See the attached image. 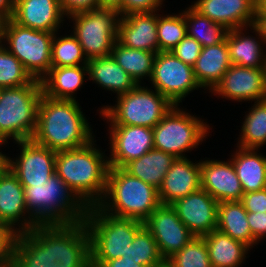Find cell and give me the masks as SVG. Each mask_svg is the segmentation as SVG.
<instances>
[{
  "instance_id": "cell-1",
  "label": "cell",
  "mask_w": 266,
  "mask_h": 267,
  "mask_svg": "<svg viewBox=\"0 0 266 267\" xmlns=\"http://www.w3.org/2000/svg\"><path fill=\"white\" fill-rule=\"evenodd\" d=\"M13 257L23 267H91V241L84 221L38 224L16 235Z\"/></svg>"
},
{
  "instance_id": "cell-2",
  "label": "cell",
  "mask_w": 266,
  "mask_h": 267,
  "mask_svg": "<svg viewBox=\"0 0 266 267\" xmlns=\"http://www.w3.org/2000/svg\"><path fill=\"white\" fill-rule=\"evenodd\" d=\"M79 101L53 99L42 94L32 140L56 152L85 146L97 135ZM89 120V121H88Z\"/></svg>"
},
{
  "instance_id": "cell-3",
  "label": "cell",
  "mask_w": 266,
  "mask_h": 267,
  "mask_svg": "<svg viewBox=\"0 0 266 267\" xmlns=\"http://www.w3.org/2000/svg\"><path fill=\"white\" fill-rule=\"evenodd\" d=\"M96 138L80 148L58 151L55 157L56 174L87 207L104 198L110 168L107 150Z\"/></svg>"
},
{
  "instance_id": "cell-4",
  "label": "cell",
  "mask_w": 266,
  "mask_h": 267,
  "mask_svg": "<svg viewBox=\"0 0 266 267\" xmlns=\"http://www.w3.org/2000/svg\"><path fill=\"white\" fill-rule=\"evenodd\" d=\"M23 187L26 210L38 224L84 221L88 207L56 173L44 185Z\"/></svg>"
},
{
  "instance_id": "cell-5",
  "label": "cell",
  "mask_w": 266,
  "mask_h": 267,
  "mask_svg": "<svg viewBox=\"0 0 266 267\" xmlns=\"http://www.w3.org/2000/svg\"><path fill=\"white\" fill-rule=\"evenodd\" d=\"M160 204L154 186L131 176L123 168H109L106 193L98 204L104 212L144 222Z\"/></svg>"
},
{
  "instance_id": "cell-6",
  "label": "cell",
  "mask_w": 266,
  "mask_h": 267,
  "mask_svg": "<svg viewBox=\"0 0 266 267\" xmlns=\"http://www.w3.org/2000/svg\"><path fill=\"white\" fill-rule=\"evenodd\" d=\"M42 94L41 81L36 79L24 86L0 88V143L5 148L10 142L32 140Z\"/></svg>"
},
{
  "instance_id": "cell-7",
  "label": "cell",
  "mask_w": 266,
  "mask_h": 267,
  "mask_svg": "<svg viewBox=\"0 0 266 267\" xmlns=\"http://www.w3.org/2000/svg\"><path fill=\"white\" fill-rule=\"evenodd\" d=\"M186 106L174 105L153 128L154 149L175 158L189 157L188 153L191 156L192 151L199 150V146L211 138L214 125L204 116L193 114Z\"/></svg>"
},
{
  "instance_id": "cell-8",
  "label": "cell",
  "mask_w": 266,
  "mask_h": 267,
  "mask_svg": "<svg viewBox=\"0 0 266 267\" xmlns=\"http://www.w3.org/2000/svg\"><path fill=\"white\" fill-rule=\"evenodd\" d=\"M102 104L96 113L105 125H135L154 128L174 106L165 96L147 84ZM106 104V105H105ZM106 121V122H105Z\"/></svg>"
},
{
  "instance_id": "cell-9",
  "label": "cell",
  "mask_w": 266,
  "mask_h": 267,
  "mask_svg": "<svg viewBox=\"0 0 266 267\" xmlns=\"http://www.w3.org/2000/svg\"><path fill=\"white\" fill-rule=\"evenodd\" d=\"M84 222L91 241V260L122 257L144 222L104 212L98 205L88 207Z\"/></svg>"
},
{
  "instance_id": "cell-10",
  "label": "cell",
  "mask_w": 266,
  "mask_h": 267,
  "mask_svg": "<svg viewBox=\"0 0 266 267\" xmlns=\"http://www.w3.org/2000/svg\"><path fill=\"white\" fill-rule=\"evenodd\" d=\"M66 20L88 60L111 55L118 37L117 10L96 8L70 15Z\"/></svg>"
},
{
  "instance_id": "cell-11",
  "label": "cell",
  "mask_w": 266,
  "mask_h": 267,
  "mask_svg": "<svg viewBox=\"0 0 266 267\" xmlns=\"http://www.w3.org/2000/svg\"><path fill=\"white\" fill-rule=\"evenodd\" d=\"M54 33L35 30L9 19L2 45L24 66L33 79L41 81L50 71Z\"/></svg>"
},
{
  "instance_id": "cell-12",
  "label": "cell",
  "mask_w": 266,
  "mask_h": 267,
  "mask_svg": "<svg viewBox=\"0 0 266 267\" xmlns=\"http://www.w3.org/2000/svg\"><path fill=\"white\" fill-rule=\"evenodd\" d=\"M148 83L173 105L182 106L183 101L195 91L207 94L197 82L193 66L183 63L171 51L156 54Z\"/></svg>"
},
{
  "instance_id": "cell-13",
  "label": "cell",
  "mask_w": 266,
  "mask_h": 267,
  "mask_svg": "<svg viewBox=\"0 0 266 267\" xmlns=\"http://www.w3.org/2000/svg\"><path fill=\"white\" fill-rule=\"evenodd\" d=\"M208 97L249 104L266 99V68L231 65ZM238 102V103H237Z\"/></svg>"
},
{
  "instance_id": "cell-14",
  "label": "cell",
  "mask_w": 266,
  "mask_h": 267,
  "mask_svg": "<svg viewBox=\"0 0 266 267\" xmlns=\"http://www.w3.org/2000/svg\"><path fill=\"white\" fill-rule=\"evenodd\" d=\"M12 144L14 145L10 147L16 145L18 153L14 155L8 150L9 169L23 186L44 185L56 173V151L38 145L33 140L17 141Z\"/></svg>"
},
{
  "instance_id": "cell-15",
  "label": "cell",
  "mask_w": 266,
  "mask_h": 267,
  "mask_svg": "<svg viewBox=\"0 0 266 267\" xmlns=\"http://www.w3.org/2000/svg\"><path fill=\"white\" fill-rule=\"evenodd\" d=\"M110 167L123 168L131 160L154 149L153 128L135 125H105Z\"/></svg>"
},
{
  "instance_id": "cell-16",
  "label": "cell",
  "mask_w": 266,
  "mask_h": 267,
  "mask_svg": "<svg viewBox=\"0 0 266 267\" xmlns=\"http://www.w3.org/2000/svg\"><path fill=\"white\" fill-rule=\"evenodd\" d=\"M144 226L152 233L165 261L195 237L171 205L160 204L144 221Z\"/></svg>"
},
{
  "instance_id": "cell-17",
  "label": "cell",
  "mask_w": 266,
  "mask_h": 267,
  "mask_svg": "<svg viewBox=\"0 0 266 267\" xmlns=\"http://www.w3.org/2000/svg\"><path fill=\"white\" fill-rule=\"evenodd\" d=\"M218 204L208 192L200 189L170 205L195 237H203L217 229Z\"/></svg>"
},
{
  "instance_id": "cell-18",
  "label": "cell",
  "mask_w": 266,
  "mask_h": 267,
  "mask_svg": "<svg viewBox=\"0 0 266 267\" xmlns=\"http://www.w3.org/2000/svg\"><path fill=\"white\" fill-rule=\"evenodd\" d=\"M227 159V160H226ZM200 158L201 189L216 201H241L244 194L242 185L230 158Z\"/></svg>"
},
{
  "instance_id": "cell-19",
  "label": "cell",
  "mask_w": 266,
  "mask_h": 267,
  "mask_svg": "<svg viewBox=\"0 0 266 267\" xmlns=\"http://www.w3.org/2000/svg\"><path fill=\"white\" fill-rule=\"evenodd\" d=\"M200 189V159H190V156L176 158L163 178L158 189V197L161 204L170 205Z\"/></svg>"
},
{
  "instance_id": "cell-20",
  "label": "cell",
  "mask_w": 266,
  "mask_h": 267,
  "mask_svg": "<svg viewBox=\"0 0 266 267\" xmlns=\"http://www.w3.org/2000/svg\"><path fill=\"white\" fill-rule=\"evenodd\" d=\"M0 216L16 234L38 225L26 210L24 187L10 169L0 179Z\"/></svg>"
},
{
  "instance_id": "cell-21",
  "label": "cell",
  "mask_w": 266,
  "mask_h": 267,
  "mask_svg": "<svg viewBox=\"0 0 266 267\" xmlns=\"http://www.w3.org/2000/svg\"><path fill=\"white\" fill-rule=\"evenodd\" d=\"M191 6L227 30L254 25L256 0H195Z\"/></svg>"
},
{
  "instance_id": "cell-22",
  "label": "cell",
  "mask_w": 266,
  "mask_h": 267,
  "mask_svg": "<svg viewBox=\"0 0 266 267\" xmlns=\"http://www.w3.org/2000/svg\"><path fill=\"white\" fill-rule=\"evenodd\" d=\"M12 20L27 28L53 33L64 29L67 23L59 0H15Z\"/></svg>"
},
{
  "instance_id": "cell-23",
  "label": "cell",
  "mask_w": 266,
  "mask_h": 267,
  "mask_svg": "<svg viewBox=\"0 0 266 267\" xmlns=\"http://www.w3.org/2000/svg\"><path fill=\"white\" fill-rule=\"evenodd\" d=\"M161 11L120 17L117 41L129 48L158 53L157 23Z\"/></svg>"
},
{
  "instance_id": "cell-24",
  "label": "cell",
  "mask_w": 266,
  "mask_h": 267,
  "mask_svg": "<svg viewBox=\"0 0 266 267\" xmlns=\"http://www.w3.org/2000/svg\"><path fill=\"white\" fill-rule=\"evenodd\" d=\"M225 38L232 65L266 68V43L254 25L228 30Z\"/></svg>"
},
{
  "instance_id": "cell-25",
  "label": "cell",
  "mask_w": 266,
  "mask_h": 267,
  "mask_svg": "<svg viewBox=\"0 0 266 267\" xmlns=\"http://www.w3.org/2000/svg\"><path fill=\"white\" fill-rule=\"evenodd\" d=\"M88 81L99 90L115 97L133 90L138 84L116 63L112 55L89 59L87 62ZM101 88V89H100Z\"/></svg>"
},
{
  "instance_id": "cell-26",
  "label": "cell",
  "mask_w": 266,
  "mask_h": 267,
  "mask_svg": "<svg viewBox=\"0 0 266 267\" xmlns=\"http://www.w3.org/2000/svg\"><path fill=\"white\" fill-rule=\"evenodd\" d=\"M87 65L51 67L41 80L43 94L53 99L76 100V94L87 84Z\"/></svg>"
},
{
  "instance_id": "cell-27",
  "label": "cell",
  "mask_w": 266,
  "mask_h": 267,
  "mask_svg": "<svg viewBox=\"0 0 266 267\" xmlns=\"http://www.w3.org/2000/svg\"><path fill=\"white\" fill-rule=\"evenodd\" d=\"M262 150L234 145V150L228 154L244 193L266 188V154L261 153Z\"/></svg>"
},
{
  "instance_id": "cell-28",
  "label": "cell",
  "mask_w": 266,
  "mask_h": 267,
  "mask_svg": "<svg viewBox=\"0 0 266 267\" xmlns=\"http://www.w3.org/2000/svg\"><path fill=\"white\" fill-rule=\"evenodd\" d=\"M231 59L226 38L212 46L202 47L193 65L194 74L200 86L209 93L231 67Z\"/></svg>"
},
{
  "instance_id": "cell-29",
  "label": "cell",
  "mask_w": 266,
  "mask_h": 267,
  "mask_svg": "<svg viewBox=\"0 0 266 267\" xmlns=\"http://www.w3.org/2000/svg\"><path fill=\"white\" fill-rule=\"evenodd\" d=\"M203 238L212 267H242L253 251L245 243L231 238L218 229Z\"/></svg>"
},
{
  "instance_id": "cell-30",
  "label": "cell",
  "mask_w": 266,
  "mask_h": 267,
  "mask_svg": "<svg viewBox=\"0 0 266 267\" xmlns=\"http://www.w3.org/2000/svg\"><path fill=\"white\" fill-rule=\"evenodd\" d=\"M176 158L166 152L152 149L140 158L131 160L123 169L131 176L154 186L162 184L163 178Z\"/></svg>"
},
{
  "instance_id": "cell-31",
  "label": "cell",
  "mask_w": 266,
  "mask_h": 267,
  "mask_svg": "<svg viewBox=\"0 0 266 267\" xmlns=\"http://www.w3.org/2000/svg\"><path fill=\"white\" fill-rule=\"evenodd\" d=\"M240 120L236 146L241 148L261 149L266 145V99L250 103Z\"/></svg>"
},
{
  "instance_id": "cell-32",
  "label": "cell",
  "mask_w": 266,
  "mask_h": 267,
  "mask_svg": "<svg viewBox=\"0 0 266 267\" xmlns=\"http://www.w3.org/2000/svg\"><path fill=\"white\" fill-rule=\"evenodd\" d=\"M247 214L241 201L220 202L218 204L217 229L252 249L253 235L249 228Z\"/></svg>"
},
{
  "instance_id": "cell-33",
  "label": "cell",
  "mask_w": 266,
  "mask_h": 267,
  "mask_svg": "<svg viewBox=\"0 0 266 267\" xmlns=\"http://www.w3.org/2000/svg\"><path fill=\"white\" fill-rule=\"evenodd\" d=\"M157 53L138 50L114 43L111 55L137 84L149 82Z\"/></svg>"
},
{
  "instance_id": "cell-34",
  "label": "cell",
  "mask_w": 266,
  "mask_h": 267,
  "mask_svg": "<svg viewBox=\"0 0 266 267\" xmlns=\"http://www.w3.org/2000/svg\"><path fill=\"white\" fill-rule=\"evenodd\" d=\"M185 22L187 35L197 40L202 47L222 42L228 32L224 26L201 15L190 4L185 6Z\"/></svg>"
},
{
  "instance_id": "cell-35",
  "label": "cell",
  "mask_w": 266,
  "mask_h": 267,
  "mask_svg": "<svg viewBox=\"0 0 266 267\" xmlns=\"http://www.w3.org/2000/svg\"><path fill=\"white\" fill-rule=\"evenodd\" d=\"M63 30L55 32L52 39V67L87 65L88 59L79 41L68 28L65 27L62 32Z\"/></svg>"
},
{
  "instance_id": "cell-36",
  "label": "cell",
  "mask_w": 266,
  "mask_h": 267,
  "mask_svg": "<svg viewBox=\"0 0 266 267\" xmlns=\"http://www.w3.org/2000/svg\"><path fill=\"white\" fill-rule=\"evenodd\" d=\"M177 11L175 10L174 13L169 11L170 13H167L168 11L163 9L161 14H158L157 35L159 52L171 51L187 35L185 8Z\"/></svg>"
},
{
  "instance_id": "cell-37",
  "label": "cell",
  "mask_w": 266,
  "mask_h": 267,
  "mask_svg": "<svg viewBox=\"0 0 266 267\" xmlns=\"http://www.w3.org/2000/svg\"><path fill=\"white\" fill-rule=\"evenodd\" d=\"M122 259L139 261L144 267H155L165 261L152 233L145 226L136 233Z\"/></svg>"
},
{
  "instance_id": "cell-38",
  "label": "cell",
  "mask_w": 266,
  "mask_h": 267,
  "mask_svg": "<svg viewBox=\"0 0 266 267\" xmlns=\"http://www.w3.org/2000/svg\"><path fill=\"white\" fill-rule=\"evenodd\" d=\"M32 80L23 64L0 44V88L24 86Z\"/></svg>"
},
{
  "instance_id": "cell-39",
  "label": "cell",
  "mask_w": 266,
  "mask_h": 267,
  "mask_svg": "<svg viewBox=\"0 0 266 267\" xmlns=\"http://www.w3.org/2000/svg\"><path fill=\"white\" fill-rule=\"evenodd\" d=\"M167 262L172 267H212L206 242L203 237L192 238Z\"/></svg>"
},
{
  "instance_id": "cell-40",
  "label": "cell",
  "mask_w": 266,
  "mask_h": 267,
  "mask_svg": "<svg viewBox=\"0 0 266 267\" xmlns=\"http://www.w3.org/2000/svg\"><path fill=\"white\" fill-rule=\"evenodd\" d=\"M166 0H122L117 10L120 17L134 13H148L164 9Z\"/></svg>"
},
{
  "instance_id": "cell-41",
  "label": "cell",
  "mask_w": 266,
  "mask_h": 267,
  "mask_svg": "<svg viewBox=\"0 0 266 267\" xmlns=\"http://www.w3.org/2000/svg\"><path fill=\"white\" fill-rule=\"evenodd\" d=\"M201 49L202 46L197 40L186 35L171 52L183 63L193 66L201 53Z\"/></svg>"
},
{
  "instance_id": "cell-42",
  "label": "cell",
  "mask_w": 266,
  "mask_h": 267,
  "mask_svg": "<svg viewBox=\"0 0 266 267\" xmlns=\"http://www.w3.org/2000/svg\"><path fill=\"white\" fill-rule=\"evenodd\" d=\"M247 220L253 235V249L266 241V212H248Z\"/></svg>"
},
{
  "instance_id": "cell-43",
  "label": "cell",
  "mask_w": 266,
  "mask_h": 267,
  "mask_svg": "<svg viewBox=\"0 0 266 267\" xmlns=\"http://www.w3.org/2000/svg\"><path fill=\"white\" fill-rule=\"evenodd\" d=\"M241 202L247 212H266V188L244 193Z\"/></svg>"
},
{
  "instance_id": "cell-44",
  "label": "cell",
  "mask_w": 266,
  "mask_h": 267,
  "mask_svg": "<svg viewBox=\"0 0 266 267\" xmlns=\"http://www.w3.org/2000/svg\"><path fill=\"white\" fill-rule=\"evenodd\" d=\"M59 4L65 17L99 8L98 0H59Z\"/></svg>"
},
{
  "instance_id": "cell-45",
  "label": "cell",
  "mask_w": 266,
  "mask_h": 267,
  "mask_svg": "<svg viewBox=\"0 0 266 267\" xmlns=\"http://www.w3.org/2000/svg\"><path fill=\"white\" fill-rule=\"evenodd\" d=\"M16 233H0V267L10 266Z\"/></svg>"
},
{
  "instance_id": "cell-46",
  "label": "cell",
  "mask_w": 266,
  "mask_h": 267,
  "mask_svg": "<svg viewBox=\"0 0 266 267\" xmlns=\"http://www.w3.org/2000/svg\"><path fill=\"white\" fill-rule=\"evenodd\" d=\"M91 267H144L139 261L124 260L122 257L113 260H91Z\"/></svg>"
},
{
  "instance_id": "cell-47",
  "label": "cell",
  "mask_w": 266,
  "mask_h": 267,
  "mask_svg": "<svg viewBox=\"0 0 266 267\" xmlns=\"http://www.w3.org/2000/svg\"><path fill=\"white\" fill-rule=\"evenodd\" d=\"M14 4L15 0H0V14H3L8 20L12 19Z\"/></svg>"
},
{
  "instance_id": "cell-48",
  "label": "cell",
  "mask_w": 266,
  "mask_h": 267,
  "mask_svg": "<svg viewBox=\"0 0 266 267\" xmlns=\"http://www.w3.org/2000/svg\"><path fill=\"white\" fill-rule=\"evenodd\" d=\"M254 26L258 29L261 37L266 43V16H262L257 10L255 15Z\"/></svg>"
},
{
  "instance_id": "cell-49",
  "label": "cell",
  "mask_w": 266,
  "mask_h": 267,
  "mask_svg": "<svg viewBox=\"0 0 266 267\" xmlns=\"http://www.w3.org/2000/svg\"><path fill=\"white\" fill-rule=\"evenodd\" d=\"M4 148L0 149V179L1 177L6 173V171L9 169V156L8 152H3Z\"/></svg>"
},
{
  "instance_id": "cell-50",
  "label": "cell",
  "mask_w": 266,
  "mask_h": 267,
  "mask_svg": "<svg viewBox=\"0 0 266 267\" xmlns=\"http://www.w3.org/2000/svg\"><path fill=\"white\" fill-rule=\"evenodd\" d=\"M122 0H98L99 8H111L118 10Z\"/></svg>"
},
{
  "instance_id": "cell-51",
  "label": "cell",
  "mask_w": 266,
  "mask_h": 267,
  "mask_svg": "<svg viewBox=\"0 0 266 267\" xmlns=\"http://www.w3.org/2000/svg\"><path fill=\"white\" fill-rule=\"evenodd\" d=\"M8 19L3 15L0 14V44H2L5 34V28L7 25Z\"/></svg>"
},
{
  "instance_id": "cell-52",
  "label": "cell",
  "mask_w": 266,
  "mask_h": 267,
  "mask_svg": "<svg viewBox=\"0 0 266 267\" xmlns=\"http://www.w3.org/2000/svg\"><path fill=\"white\" fill-rule=\"evenodd\" d=\"M256 10L262 16H266V0H256Z\"/></svg>"
},
{
  "instance_id": "cell-53",
  "label": "cell",
  "mask_w": 266,
  "mask_h": 267,
  "mask_svg": "<svg viewBox=\"0 0 266 267\" xmlns=\"http://www.w3.org/2000/svg\"><path fill=\"white\" fill-rule=\"evenodd\" d=\"M0 233H15L0 216Z\"/></svg>"
},
{
  "instance_id": "cell-54",
  "label": "cell",
  "mask_w": 266,
  "mask_h": 267,
  "mask_svg": "<svg viewBox=\"0 0 266 267\" xmlns=\"http://www.w3.org/2000/svg\"><path fill=\"white\" fill-rule=\"evenodd\" d=\"M10 267H23V266L13 257Z\"/></svg>"
},
{
  "instance_id": "cell-55",
  "label": "cell",
  "mask_w": 266,
  "mask_h": 267,
  "mask_svg": "<svg viewBox=\"0 0 266 267\" xmlns=\"http://www.w3.org/2000/svg\"><path fill=\"white\" fill-rule=\"evenodd\" d=\"M155 267H172L167 261H164L163 263L159 264L158 266Z\"/></svg>"
}]
</instances>
